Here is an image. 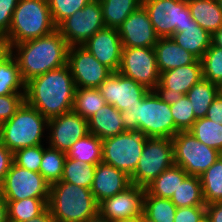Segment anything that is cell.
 <instances>
[{"label":"cell","instance_id":"cell-1","mask_svg":"<svg viewBox=\"0 0 222 222\" xmlns=\"http://www.w3.org/2000/svg\"><path fill=\"white\" fill-rule=\"evenodd\" d=\"M75 90V82L66 64L27 81L25 102L50 119L72 111Z\"/></svg>","mask_w":222,"mask_h":222},{"label":"cell","instance_id":"cell-43","mask_svg":"<svg viewBox=\"0 0 222 222\" xmlns=\"http://www.w3.org/2000/svg\"><path fill=\"white\" fill-rule=\"evenodd\" d=\"M25 102V93L0 96V122L8 121Z\"/></svg>","mask_w":222,"mask_h":222},{"label":"cell","instance_id":"cell-58","mask_svg":"<svg viewBox=\"0 0 222 222\" xmlns=\"http://www.w3.org/2000/svg\"><path fill=\"white\" fill-rule=\"evenodd\" d=\"M201 222H209V221H208L207 218L205 217Z\"/></svg>","mask_w":222,"mask_h":222},{"label":"cell","instance_id":"cell-41","mask_svg":"<svg viewBox=\"0 0 222 222\" xmlns=\"http://www.w3.org/2000/svg\"><path fill=\"white\" fill-rule=\"evenodd\" d=\"M92 0H48L52 20L57 27L64 19L81 10Z\"/></svg>","mask_w":222,"mask_h":222},{"label":"cell","instance_id":"cell-36","mask_svg":"<svg viewBox=\"0 0 222 222\" xmlns=\"http://www.w3.org/2000/svg\"><path fill=\"white\" fill-rule=\"evenodd\" d=\"M195 138L206 146L222 154V125L203 117L198 118L189 130Z\"/></svg>","mask_w":222,"mask_h":222},{"label":"cell","instance_id":"cell-15","mask_svg":"<svg viewBox=\"0 0 222 222\" xmlns=\"http://www.w3.org/2000/svg\"><path fill=\"white\" fill-rule=\"evenodd\" d=\"M202 79V63L201 60H197L194 64L160 73V82L154 91L163 102L173 104Z\"/></svg>","mask_w":222,"mask_h":222},{"label":"cell","instance_id":"cell-4","mask_svg":"<svg viewBox=\"0 0 222 222\" xmlns=\"http://www.w3.org/2000/svg\"><path fill=\"white\" fill-rule=\"evenodd\" d=\"M48 208L57 222H85L98 212L91 189L59 181L50 185Z\"/></svg>","mask_w":222,"mask_h":222},{"label":"cell","instance_id":"cell-35","mask_svg":"<svg viewBox=\"0 0 222 222\" xmlns=\"http://www.w3.org/2000/svg\"><path fill=\"white\" fill-rule=\"evenodd\" d=\"M95 170L96 165L88 164L82 160H74L66 156L63 175L60 181L73 183L80 187L90 189Z\"/></svg>","mask_w":222,"mask_h":222},{"label":"cell","instance_id":"cell-29","mask_svg":"<svg viewBox=\"0 0 222 222\" xmlns=\"http://www.w3.org/2000/svg\"><path fill=\"white\" fill-rule=\"evenodd\" d=\"M49 198L6 200L9 222H24L42 214L48 208Z\"/></svg>","mask_w":222,"mask_h":222},{"label":"cell","instance_id":"cell-3","mask_svg":"<svg viewBox=\"0 0 222 222\" xmlns=\"http://www.w3.org/2000/svg\"><path fill=\"white\" fill-rule=\"evenodd\" d=\"M125 131H139L147 138H172L175 126L170 104L150 90L134 107L121 112Z\"/></svg>","mask_w":222,"mask_h":222},{"label":"cell","instance_id":"cell-47","mask_svg":"<svg viewBox=\"0 0 222 222\" xmlns=\"http://www.w3.org/2000/svg\"><path fill=\"white\" fill-rule=\"evenodd\" d=\"M206 118L222 125V96L220 94L214 99L210 105Z\"/></svg>","mask_w":222,"mask_h":222},{"label":"cell","instance_id":"cell-25","mask_svg":"<svg viewBox=\"0 0 222 222\" xmlns=\"http://www.w3.org/2000/svg\"><path fill=\"white\" fill-rule=\"evenodd\" d=\"M191 17L211 35L222 27V10L217 0H187Z\"/></svg>","mask_w":222,"mask_h":222},{"label":"cell","instance_id":"cell-27","mask_svg":"<svg viewBox=\"0 0 222 222\" xmlns=\"http://www.w3.org/2000/svg\"><path fill=\"white\" fill-rule=\"evenodd\" d=\"M25 84L20 73L19 64L9 51L0 60V96L25 93Z\"/></svg>","mask_w":222,"mask_h":222},{"label":"cell","instance_id":"cell-9","mask_svg":"<svg viewBox=\"0 0 222 222\" xmlns=\"http://www.w3.org/2000/svg\"><path fill=\"white\" fill-rule=\"evenodd\" d=\"M173 144L170 138H147L131 183L146 188L163 171L173 166Z\"/></svg>","mask_w":222,"mask_h":222},{"label":"cell","instance_id":"cell-17","mask_svg":"<svg viewBox=\"0 0 222 222\" xmlns=\"http://www.w3.org/2000/svg\"><path fill=\"white\" fill-rule=\"evenodd\" d=\"M48 146L67 152L72 144L89 133L88 121L73 111L48 119ZM49 139V140H48Z\"/></svg>","mask_w":222,"mask_h":222},{"label":"cell","instance_id":"cell-19","mask_svg":"<svg viewBox=\"0 0 222 222\" xmlns=\"http://www.w3.org/2000/svg\"><path fill=\"white\" fill-rule=\"evenodd\" d=\"M117 30L122 47H154L159 39L142 5L132 12Z\"/></svg>","mask_w":222,"mask_h":222},{"label":"cell","instance_id":"cell-50","mask_svg":"<svg viewBox=\"0 0 222 222\" xmlns=\"http://www.w3.org/2000/svg\"><path fill=\"white\" fill-rule=\"evenodd\" d=\"M0 222H9L8 221V206L7 202L4 199L3 195L0 192Z\"/></svg>","mask_w":222,"mask_h":222},{"label":"cell","instance_id":"cell-52","mask_svg":"<svg viewBox=\"0 0 222 222\" xmlns=\"http://www.w3.org/2000/svg\"><path fill=\"white\" fill-rule=\"evenodd\" d=\"M85 222H111L109 221L105 216H103L99 211L91 216L88 220Z\"/></svg>","mask_w":222,"mask_h":222},{"label":"cell","instance_id":"cell-57","mask_svg":"<svg viewBox=\"0 0 222 222\" xmlns=\"http://www.w3.org/2000/svg\"><path fill=\"white\" fill-rule=\"evenodd\" d=\"M217 2L219 4L220 9L222 10V0H217Z\"/></svg>","mask_w":222,"mask_h":222},{"label":"cell","instance_id":"cell-39","mask_svg":"<svg viewBox=\"0 0 222 222\" xmlns=\"http://www.w3.org/2000/svg\"><path fill=\"white\" fill-rule=\"evenodd\" d=\"M201 63L203 79L219 86L222 83V49L211 43Z\"/></svg>","mask_w":222,"mask_h":222},{"label":"cell","instance_id":"cell-20","mask_svg":"<svg viewBox=\"0 0 222 222\" xmlns=\"http://www.w3.org/2000/svg\"><path fill=\"white\" fill-rule=\"evenodd\" d=\"M101 64L118 72L121 64L122 41L116 28L104 27L83 45Z\"/></svg>","mask_w":222,"mask_h":222},{"label":"cell","instance_id":"cell-5","mask_svg":"<svg viewBox=\"0 0 222 222\" xmlns=\"http://www.w3.org/2000/svg\"><path fill=\"white\" fill-rule=\"evenodd\" d=\"M56 30L48 0H19L8 33L2 38L14 44L48 35Z\"/></svg>","mask_w":222,"mask_h":222},{"label":"cell","instance_id":"cell-22","mask_svg":"<svg viewBox=\"0 0 222 222\" xmlns=\"http://www.w3.org/2000/svg\"><path fill=\"white\" fill-rule=\"evenodd\" d=\"M159 73L194 64L198 59L179 46L171 37L159 38L154 46Z\"/></svg>","mask_w":222,"mask_h":222},{"label":"cell","instance_id":"cell-40","mask_svg":"<svg viewBox=\"0 0 222 222\" xmlns=\"http://www.w3.org/2000/svg\"><path fill=\"white\" fill-rule=\"evenodd\" d=\"M170 108L176 128L179 131H189L197 118L187 95H183L176 103L170 104Z\"/></svg>","mask_w":222,"mask_h":222},{"label":"cell","instance_id":"cell-2","mask_svg":"<svg viewBox=\"0 0 222 222\" xmlns=\"http://www.w3.org/2000/svg\"><path fill=\"white\" fill-rule=\"evenodd\" d=\"M68 48L65 38L56 29L48 35L14 44L10 52L17 60L26 83L34 77L65 66Z\"/></svg>","mask_w":222,"mask_h":222},{"label":"cell","instance_id":"cell-32","mask_svg":"<svg viewBox=\"0 0 222 222\" xmlns=\"http://www.w3.org/2000/svg\"><path fill=\"white\" fill-rule=\"evenodd\" d=\"M177 208L189 206H206L200 178L188 175L170 199Z\"/></svg>","mask_w":222,"mask_h":222},{"label":"cell","instance_id":"cell-53","mask_svg":"<svg viewBox=\"0 0 222 222\" xmlns=\"http://www.w3.org/2000/svg\"><path fill=\"white\" fill-rule=\"evenodd\" d=\"M10 51V47L7 43L0 38V60Z\"/></svg>","mask_w":222,"mask_h":222},{"label":"cell","instance_id":"cell-11","mask_svg":"<svg viewBox=\"0 0 222 222\" xmlns=\"http://www.w3.org/2000/svg\"><path fill=\"white\" fill-rule=\"evenodd\" d=\"M104 27L100 1L92 0L83 9L64 19L56 29L69 46H82Z\"/></svg>","mask_w":222,"mask_h":222},{"label":"cell","instance_id":"cell-45","mask_svg":"<svg viewBox=\"0 0 222 222\" xmlns=\"http://www.w3.org/2000/svg\"><path fill=\"white\" fill-rule=\"evenodd\" d=\"M19 0H0V38L2 39L9 31L13 12Z\"/></svg>","mask_w":222,"mask_h":222},{"label":"cell","instance_id":"cell-46","mask_svg":"<svg viewBox=\"0 0 222 222\" xmlns=\"http://www.w3.org/2000/svg\"><path fill=\"white\" fill-rule=\"evenodd\" d=\"M13 163V152L0 142V189Z\"/></svg>","mask_w":222,"mask_h":222},{"label":"cell","instance_id":"cell-55","mask_svg":"<svg viewBox=\"0 0 222 222\" xmlns=\"http://www.w3.org/2000/svg\"><path fill=\"white\" fill-rule=\"evenodd\" d=\"M139 222H155V221L150 220L148 217L142 214L141 216H139Z\"/></svg>","mask_w":222,"mask_h":222},{"label":"cell","instance_id":"cell-51","mask_svg":"<svg viewBox=\"0 0 222 222\" xmlns=\"http://www.w3.org/2000/svg\"><path fill=\"white\" fill-rule=\"evenodd\" d=\"M211 43L222 49V27L212 34Z\"/></svg>","mask_w":222,"mask_h":222},{"label":"cell","instance_id":"cell-23","mask_svg":"<svg viewBox=\"0 0 222 222\" xmlns=\"http://www.w3.org/2000/svg\"><path fill=\"white\" fill-rule=\"evenodd\" d=\"M88 131L101 140L125 132L121 112L105 104L88 120Z\"/></svg>","mask_w":222,"mask_h":222},{"label":"cell","instance_id":"cell-16","mask_svg":"<svg viewBox=\"0 0 222 222\" xmlns=\"http://www.w3.org/2000/svg\"><path fill=\"white\" fill-rule=\"evenodd\" d=\"M98 90L104 97L106 104L113 105L120 112L137 105L150 91L144 85L119 72L111 73L98 87Z\"/></svg>","mask_w":222,"mask_h":222},{"label":"cell","instance_id":"cell-44","mask_svg":"<svg viewBox=\"0 0 222 222\" xmlns=\"http://www.w3.org/2000/svg\"><path fill=\"white\" fill-rule=\"evenodd\" d=\"M206 217V206L177 208L174 222H201Z\"/></svg>","mask_w":222,"mask_h":222},{"label":"cell","instance_id":"cell-42","mask_svg":"<svg viewBox=\"0 0 222 222\" xmlns=\"http://www.w3.org/2000/svg\"><path fill=\"white\" fill-rule=\"evenodd\" d=\"M44 145L23 148L13 153V162L24 169L39 172Z\"/></svg>","mask_w":222,"mask_h":222},{"label":"cell","instance_id":"cell-10","mask_svg":"<svg viewBox=\"0 0 222 222\" xmlns=\"http://www.w3.org/2000/svg\"><path fill=\"white\" fill-rule=\"evenodd\" d=\"M142 6L159 38L171 37L177 28L192 25L187 0H146Z\"/></svg>","mask_w":222,"mask_h":222},{"label":"cell","instance_id":"cell-28","mask_svg":"<svg viewBox=\"0 0 222 222\" xmlns=\"http://www.w3.org/2000/svg\"><path fill=\"white\" fill-rule=\"evenodd\" d=\"M102 8L104 26L118 28L125 19L135 10L142 2L140 0H99Z\"/></svg>","mask_w":222,"mask_h":222},{"label":"cell","instance_id":"cell-48","mask_svg":"<svg viewBox=\"0 0 222 222\" xmlns=\"http://www.w3.org/2000/svg\"><path fill=\"white\" fill-rule=\"evenodd\" d=\"M206 218L209 222H222V202L207 204Z\"/></svg>","mask_w":222,"mask_h":222},{"label":"cell","instance_id":"cell-24","mask_svg":"<svg viewBox=\"0 0 222 222\" xmlns=\"http://www.w3.org/2000/svg\"><path fill=\"white\" fill-rule=\"evenodd\" d=\"M212 35L200 27L194 20L192 25L185 28H177L171 38L183 49L201 60L211 45Z\"/></svg>","mask_w":222,"mask_h":222},{"label":"cell","instance_id":"cell-37","mask_svg":"<svg viewBox=\"0 0 222 222\" xmlns=\"http://www.w3.org/2000/svg\"><path fill=\"white\" fill-rule=\"evenodd\" d=\"M66 153L50 146L44 147L39 173L52 185L62 179Z\"/></svg>","mask_w":222,"mask_h":222},{"label":"cell","instance_id":"cell-33","mask_svg":"<svg viewBox=\"0 0 222 222\" xmlns=\"http://www.w3.org/2000/svg\"><path fill=\"white\" fill-rule=\"evenodd\" d=\"M105 104L98 88L76 87L72 111L88 121Z\"/></svg>","mask_w":222,"mask_h":222},{"label":"cell","instance_id":"cell-21","mask_svg":"<svg viewBox=\"0 0 222 222\" xmlns=\"http://www.w3.org/2000/svg\"><path fill=\"white\" fill-rule=\"evenodd\" d=\"M131 179L126 173L103 162L96 165L91 192L99 204L104 199L123 192L131 186Z\"/></svg>","mask_w":222,"mask_h":222},{"label":"cell","instance_id":"cell-56","mask_svg":"<svg viewBox=\"0 0 222 222\" xmlns=\"http://www.w3.org/2000/svg\"><path fill=\"white\" fill-rule=\"evenodd\" d=\"M218 87H219V94L222 96V83Z\"/></svg>","mask_w":222,"mask_h":222},{"label":"cell","instance_id":"cell-34","mask_svg":"<svg viewBox=\"0 0 222 222\" xmlns=\"http://www.w3.org/2000/svg\"><path fill=\"white\" fill-rule=\"evenodd\" d=\"M199 178L206 205L222 202V155Z\"/></svg>","mask_w":222,"mask_h":222},{"label":"cell","instance_id":"cell-12","mask_svg":"<svg viewBox=\"0 0 222 222\" xmlns=\"http://www.w3.org/2000/svg\"><path fill=\"white\" fill-rule=\"evenodd\" d=\"M118 72L154 90L160 82L154 47H123Z\"/></svg>","mask_w":222,"mask_h":222},{"label":"cell","instance_id":"cell-7","mask_svg":"<svg viewBox=\"0 0 222 222\" xmlns=\"http://www.w3.org/2000/svg\"><path fill=\"white\" fill-rule=\"evenodd\" d=\"M147 137L139 131H125L102 140V162L132 176Z\"/></svg>","mask_w":222,"mask_h":222},{"label":"cell","instance_id":"cell-26","mask_svg":"<svg viewBox=\"0 0 222 222\" xmlns=\"http://www.w3.org/2000/svg\"><path fill=\"white\" fill-rule=\"evenodd\" d=\"M187 176L188 174L183 168L174 164L154 179L145 188L146 192L158 198L171 199L174 192L177 191V188Z\"/></svg>","mask_w":222,"mask_h":222},{"label":"cell","instance_id":"cell-31","mask_svg":"<svg viewBox=\"0 0 222 222\" xmlns=\"http://www.w3.org/2000/svg\"><path fill=\"white\" fill-rule=\"evenodd\" d=\"M68 158L97 165L102 162V140L92 133L80 138L66 152Z\"/></svg>","mask_w":222,"mask_h":222},{"label":"cell","instance_id":"cell-18","mask_svg":"<svg viewBox=\"0 0 222 222\" xmlns=\"http://www.w3.org/2000/svg\"><path fill=\"white\" fill-rule=\"evenodd\" d=\"M145 192V188L132 184L123 192L100 202L98 211L111 222L139 217L143 214Z\"/></svg>","mask_w":222,"mask_h":222},{"label":"cell","instance_id":"cell-38","mask_svg":"<svg viewBox=\"0 0 222 222\" xmlns=\"http://www.w3.org/2000/svg\"><path fill=\"white\" fill-rule=\"evenodd\" d=\"M177 207L166 198H158L145 192L143 214L155 222H174Z\"/></svg>","mask_w":222,"mask_h":222},{"label":"cell","instance_id":"cell-13","mask_svg":"<svg viewBox=\"0 0 222 222\" xmlns=\"http://www.w3.org/2000/svg\"><path fill=\"white\" fill-rule=\"evenodd\" d=\"M0 192L5 200L49 198L50 185L39 172L24 169L13 162Z\"/></svg>","mask_w":222,"mask_h":222},{"label":"cell","instance_id":"cell-14","mask_svg":"<svg viewBox=\"0 0 222 222\" xmlns=\"http://www.w3.org/2000/svg\"><path fill=\"white\" fill-rule=\"evenodd\" d=\"M67 65L76 87L98 88L113 73L83 46H69Z\"/></svg>","mask_w":222,"mask_h":222},{"label":"cell","instance_id":"cell-30","mask_svg":"<svg viewBox=\"0 0 222 222\" xmlns=\"http://www.w3.org/2000/svg\"><path fill=\"white\" fill-rule=\"evenodd\" d=\"M218 94V85L205 79H202L190 88L186 95L191 102L194 115L197 119L206 117L210 105Z\"/></svg>","mask_w":222,"mask_h":222},{"label":"cell","instance_id":"cell-8","mask_svg":"<svg viewBox=\"0 0 222 222\" xmlns=\"http://www.w3.org/2000/svg\"><path fill=\"white\" fill-rule=\"evenodd\" d=\"M174 163L188 175L200 176L222 155L201 143L190 131H179L172 138Z\"/></svg>","mask_w":222,"mask_h":222},{"label":"cell","instance_id":"cell-49","mask_svg":"<svg viewBox=\"0 0 222 222\" xmlns=\"http://www.w3.org/2000/svg\"><path fill=\"white\" fill-rule=\"evenodd\" d=\"M24 222H56L54 218L52 217L51 211L49 208H47L42 214L39 216L29 219L28 221Z\"/></svg>","mask_w":222,"mask_h":222},{"label":"cell","instance_id":"cell-6","mask_svg":"<svg viewBox=\"0 0 222 222\" xmlns=\"http://www.w3.org/2000/svg\"><path fill=\"white\" fill-rule=\"evenodd\" d=\"M45 131H48V119L24 102L8 121L1 123L0 142L14 153L42 145Z\"/></svg>","mask_w":222,"mask_h":222},{"label":"cell","instance_id":"cell-54","mask_svg":"<svg viewBox=\"0 0 222 222\" xmlns=\"http://www.w3.org/2000/svg\"><path fill=\"white\" fill-rule=\"evenodd\" d=\"M113 222H139V217L133 218V219H125V220H116Z\"/></svg>","mask_w":222,"mask_h":222}]
</instances>
